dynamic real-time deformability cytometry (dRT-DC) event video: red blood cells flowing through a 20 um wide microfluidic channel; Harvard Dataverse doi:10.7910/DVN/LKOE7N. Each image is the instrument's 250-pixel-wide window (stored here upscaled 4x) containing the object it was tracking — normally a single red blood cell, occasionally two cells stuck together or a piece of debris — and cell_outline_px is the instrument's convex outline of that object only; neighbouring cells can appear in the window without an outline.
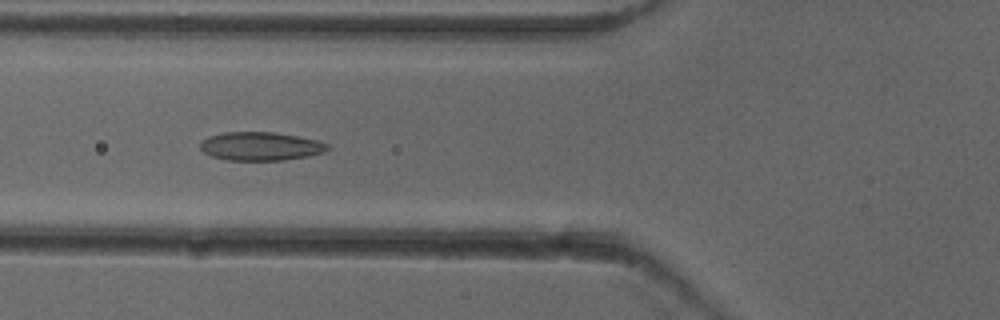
{"species": "common noctule bat (a hibernating species)", "species_latin": "Nyctalus noctula", "temperature_condition": "cold", "stored_images_in_passage": 36, "camera_frame_rate_fps": 3000, "um_per_image_px": 0.085, "animal": {"sex": "female"}, "frame": {"image": 1, "passage_image": 4, "time_ms": 1.0, "image_size_px": [1000, 320], "cell_outline_px": [[328, 148], [324, 152], [308, 156], [284, 160], [228, 160], [212, 156], [204, 152], [200, 148], [200, 144], [208, 136], [224, 132], [272, 132], [296, 136], [316, 140], [328, 144]], "centroid_in_image_um": [22.13, 12.43], "position_along_channel_um": 103.7, "area_um2": 20.92}}
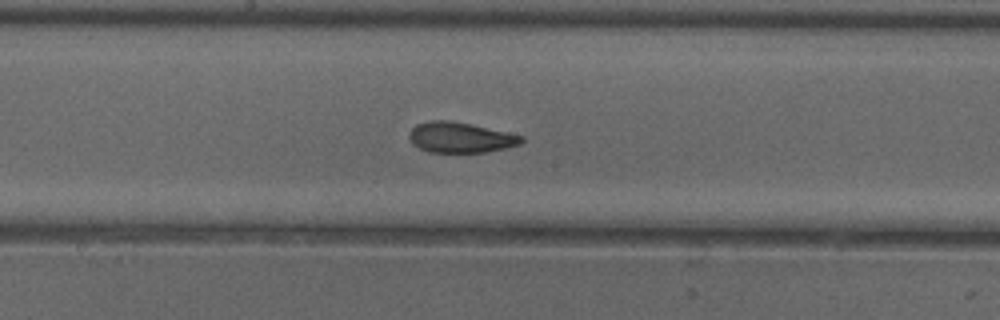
{"frame": {"image": 2, "passage_image": 12, "time_ms": 3.667, "image_size_px": [1000, 320], "cell_outline_px": [[524, 140], [520, 144], [504, 148], [484, 152], [428, 152], [412, 144], [408, 136], [408, 132], [416, 124], [432, 120], [448, 120], [472, 124], [524, 136]], "centroid_in_image_um": [39.1, 11.68], "position_along_channel_um": 209.1, "area_um2": 19.94}}
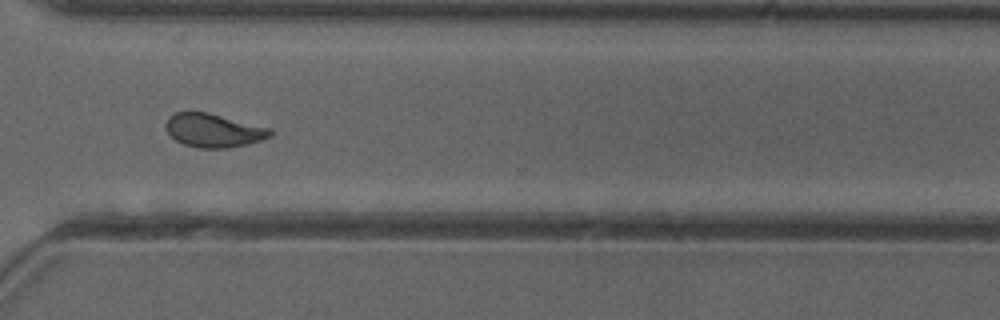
{"frame": {"image": 3, "passage_image": 23, "time_ms": 7.333, "image_size_px": [1000, 320], "cell_outline_px": [[272, 136], [248, 144], [228, 148], [200, 148], [184, 144], [176, 140], [168, 132], [164, 124], [168, 116], [176, 112], [208, 112], [272, 128]], "centroid_in_image_um": [18.16, 11.08], "position_along_channel_um": 352.4, "area_um2": 20.52}, "authors_computed_cell_mechanics": {"area_um2": 20.2589, "velocity_mm_per_s": 3.9265, "shape_relaxation_time_tau1_ms": 9.3772, "shape_relaxation_time_tau2_ms": 1.669, "deformation_change_tau1": 0.1955, "deformation_change_tau2": 0.0798}}